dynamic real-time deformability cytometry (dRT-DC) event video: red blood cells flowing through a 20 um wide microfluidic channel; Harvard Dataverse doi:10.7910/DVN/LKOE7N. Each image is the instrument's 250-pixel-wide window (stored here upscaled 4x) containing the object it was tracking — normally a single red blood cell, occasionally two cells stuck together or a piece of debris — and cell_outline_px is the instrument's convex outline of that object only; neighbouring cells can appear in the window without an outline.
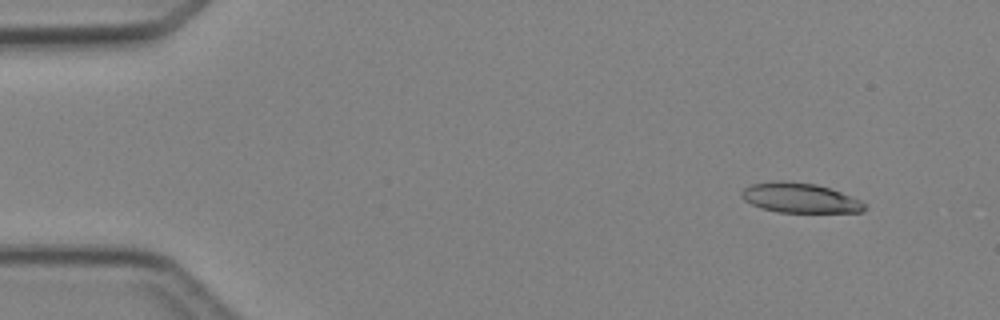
{"species": "Egyptian fruit bat (a non-hibernating species)", "species_latin": "Rousettus aegyptiacus", "temperature_condition": "cold", "stored_images_in_passage": 6, "camera_frame_rate_fps": 3000, "um_per_image_px": 0.085, "animal": {"sex": "female"}, "frame": {"image": 1, "passage_image": 1, "time_ms": 0.0, "image_size_px": [1000, 320], "cell_outline_px": [[868, 204], [864, 212], [780, 212], [760, 208], [744, 200], [740, 196], [740, 192], [744, 188], [752, 184], [772, 180], [784, 180], [816, 184], [840, 192], [860, 200]], "centroid_in_image_um": [67.97, 16.81], "position_along_channel_um": 17.0, "area_um2": 21.5}}
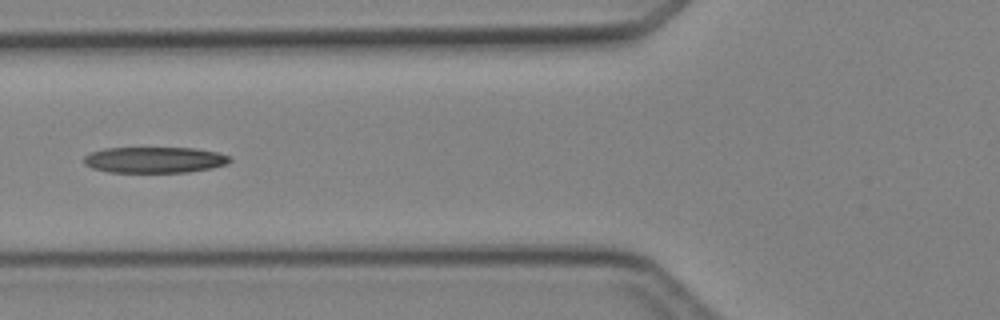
{"frame": {"image": 2, "passage_image": 5, "time_ms": 4.667, "image_size_px": [1000, 320], "cell_outline_px": [[232, 160], [228, 164], [212, 168], [188, 172], [108, 172], [92, 168], [84, 164], [84, 156], [92, 152], [104, 148], [196, 148], [216, 152], [228, 156]], "centroid_in_image_um": [13.14, 13.59], "position_along_channel_um": 112.7, "area_um2": 22.14}}
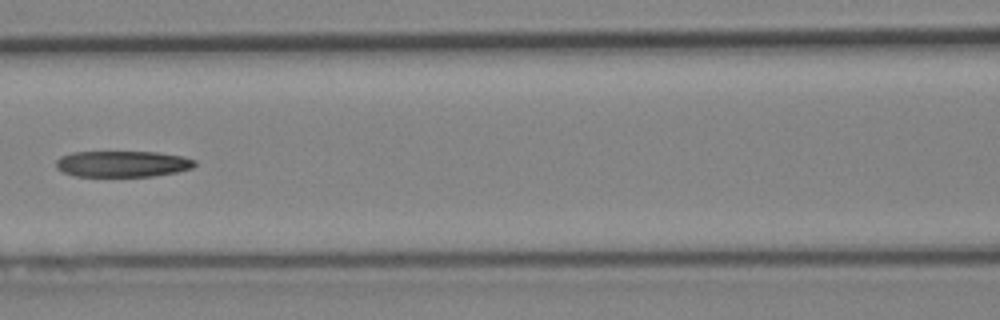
{"frame": {"image": 3, "passage_image": 6, "time_ms": 5.667, "image_size_px": [1000, 320], "cell_outline_px": [[196, 164], [192, 168], [176, 172], [152, 176], [76, 176], [64, 172], [56, 168], [56, 160], [60, 156], [72, 152], [156, 152], [184, 156], [196, 160]], "centroid_in_image_um": [10.42, 13.92], "position_along_channel_um": 156.2, "area_um2": 21.15}}